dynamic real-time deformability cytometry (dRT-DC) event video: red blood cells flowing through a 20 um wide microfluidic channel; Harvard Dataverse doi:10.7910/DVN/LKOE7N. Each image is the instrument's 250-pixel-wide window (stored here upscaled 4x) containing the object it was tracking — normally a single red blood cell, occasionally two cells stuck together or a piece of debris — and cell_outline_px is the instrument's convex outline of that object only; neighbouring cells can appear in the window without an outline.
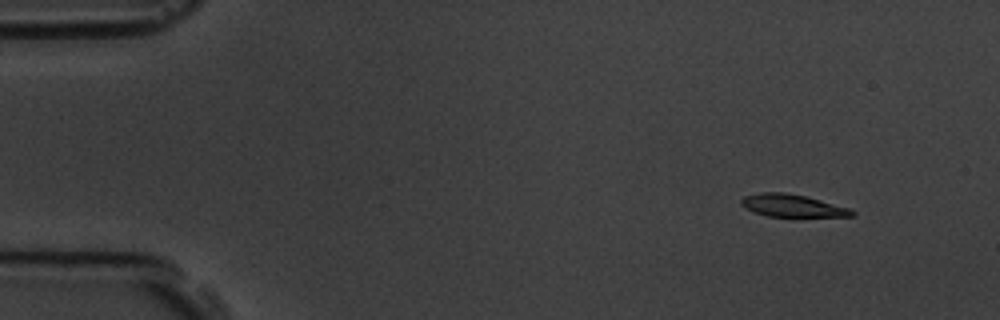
{"species": "common noctule bat (a hibernating species)", "species_latin": "Nyctalus noctula", "temperature_condition": "room temperature", "stored_images_in_passage": 4, "camera_frame_rate_fps": 3000, "um_per_image_px": 0.085, "animal": {"sex": "male", "body_mass_g": 19.5, "forearm_length_mm": 54.6}, "frame": {"image": 1, "passage_image": 1, "time_ms": 0.0, "image_size_px": [1000, 320], "cell_outline_px": [[856, 212], [852, 216], [768, 216], [756, 212], [740, 204], [740, 200], [744, 196], [760, 192], [784, 192], [804, 196], [820, 200], [848, 208]], "centroid_in_image_um": [67.31, 17.47], "position_along_channel_um": 17.7, "area_um2": 14.1}}
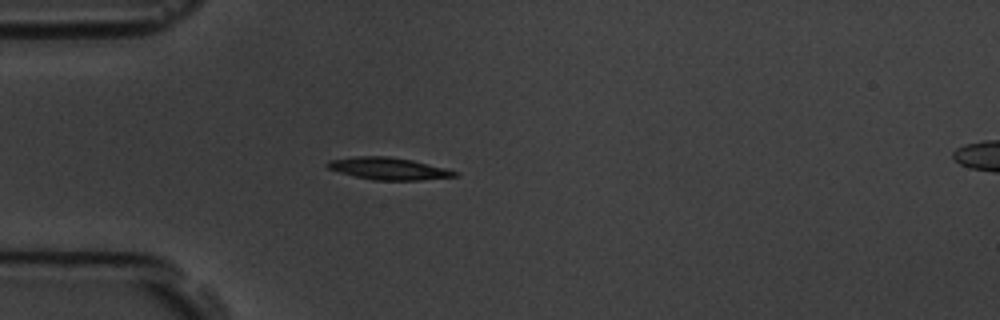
{"frame": {"image": 2, "passage_image": 4, "time_ms": 3.333, "image_size_px": [1000, 320], "cell_outline_px": [[460, 176], [420, 180], [372, 180], [340, 172], [328, 168], [324, 164], [328, 160], [356, 156], [388, 156], [412, 160], [460, 172]], "centroid_in_image_um": [33.03, 14.33], "position_along_channel_um": 52.0, "area_um2": 16.42}}